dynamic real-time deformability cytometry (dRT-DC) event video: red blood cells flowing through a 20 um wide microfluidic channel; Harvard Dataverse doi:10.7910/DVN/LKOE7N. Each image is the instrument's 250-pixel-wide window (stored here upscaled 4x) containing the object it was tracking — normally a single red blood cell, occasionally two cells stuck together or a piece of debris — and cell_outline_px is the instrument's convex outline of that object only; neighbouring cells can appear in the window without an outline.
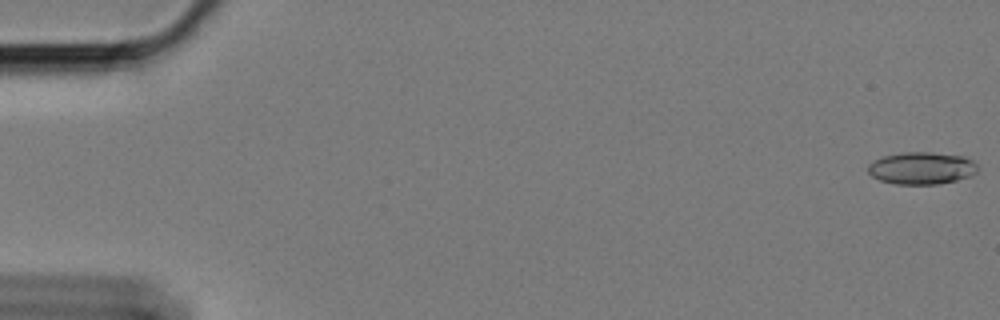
{"species": "Egyptian fruit bat (a non-hibernating species)", "species_latin": "Rousettus aegyptiacus", "temperature_condition": "cold", "stored_images_in_passage": 11, "camera_frame_rate_fps": 3000, "um_per_image_px": 0.085, "animal": {"sex": "female"}, "frame": {"image": 1, "passage_image": 1, "time_ms": 0.0, "image_size_px": [1000, 320], "cell_outline_px": [[980, 168], [972, 176], [956, 180], [936, 184], [896, 184], [880, 180], [872, 176], [868, 172], [868, 164], [872, 160], [884, 156], [900, 152], [932, 152], [964, 156], [972, 160]], "centroid_in_image_um": [78.34, 14.28], "position_along_channel_um": 6.7, "area_um2": 20.81}}